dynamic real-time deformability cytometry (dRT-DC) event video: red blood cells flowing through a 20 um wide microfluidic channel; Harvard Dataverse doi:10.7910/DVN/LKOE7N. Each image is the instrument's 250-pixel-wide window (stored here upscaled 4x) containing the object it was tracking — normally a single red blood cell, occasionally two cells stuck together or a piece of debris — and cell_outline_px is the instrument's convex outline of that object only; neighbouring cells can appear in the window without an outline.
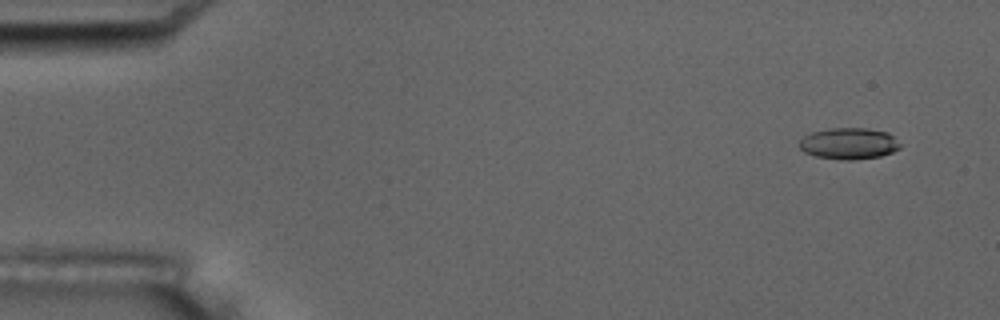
{"species": "common noctule bat (a hibernating species)", "species_latin": "Nyctalus noctula", "temperature_condition": "room temperature", "stored_images_in_passage": 6, "camera_frame_rate_fps": 3000, "um_per_image_px": 0.085, "animal": {"sex": "male", "body_mass_g": 17.5, "forearm_length_mm": 52.3}, "frame": {"image": 1, "passage_image": 1, "time_ms": 0.0, "image_size_px": [1000, 320], "cell_outline_px": [[900, 148], [892, 152], [880, 156], [852, 160], [840, 160], [816, 156], [804, 152], [800, 148], [800, 140], [804, 136], [812, 132], [832, 128], [868, 128], [888, 132], [900, 144]], "centroid_in_image_um": [72.15, 12.2], "position_along_channel_um": 12.8, "area_um2": 18.38}}
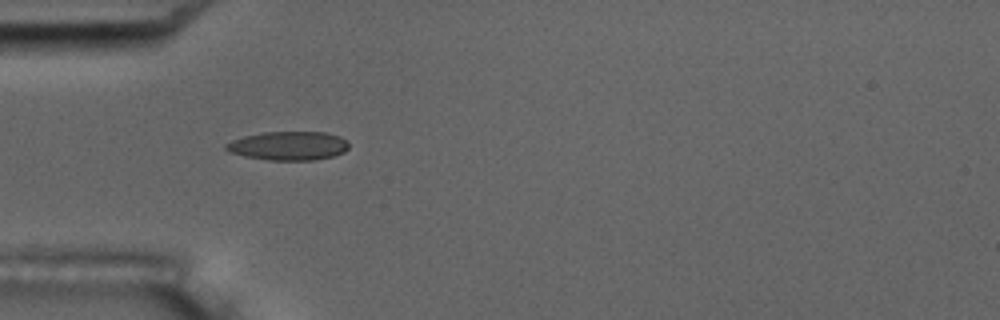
{"frame": {"image": 2, "passage_image": 5, "time_ms": 4.667, "image_size_px": [1000, 320], "cell_outline_px": [[348, 148], [344, 152], [332, 156], [312, 160], [268, 160], [244, 156], [228, 152], [224, 148], [224, 144], [232, 140], [244, 136], [264, 132], [324, 132], [340, 136], [348, 140]], "centroid_in_image_um": [24.5, 12.39], "position_along_channel_um": 60.5, "area_um2": 20.69}}